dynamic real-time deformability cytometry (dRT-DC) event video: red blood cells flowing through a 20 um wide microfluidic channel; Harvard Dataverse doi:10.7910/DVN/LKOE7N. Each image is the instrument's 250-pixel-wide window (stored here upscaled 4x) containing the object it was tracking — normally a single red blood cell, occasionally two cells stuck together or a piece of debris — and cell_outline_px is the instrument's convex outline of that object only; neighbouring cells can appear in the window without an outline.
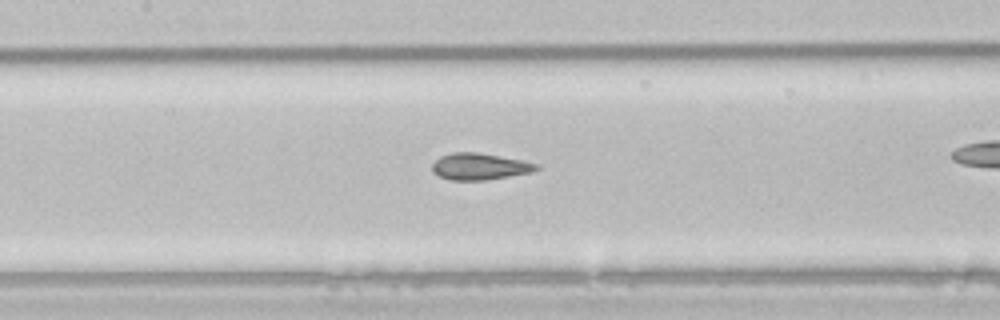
{"species": "common noctule bat (a hibernating species)", "species_latin": "Nyctalus noctula", "temperature_condition": "room temperature", "stored_images_in_passage": 40, "camera_frame_rate_fps": 3000, "um_per_image_px": 0.085, "animal": {"sex": "male", "body_mass_g": 21.5, "forearm_length_mm": 52.0}, "frame": {"image": 1, "passage_image": 23, "time_ms": 7.333, "image_size_px": [1000, 320], "cell_outline_px": [[540, 168], [532, 172], [484, 180], [452, 180], [440, 176], [432, 172], [432, 164], [440, 156], [452, 152], [476, 152], [500, 156], [540, 164]], "centroid_in_image_um": [40.76, 14.14], "position_along_channel_um": 166.6, "area_um2": 16.07}}
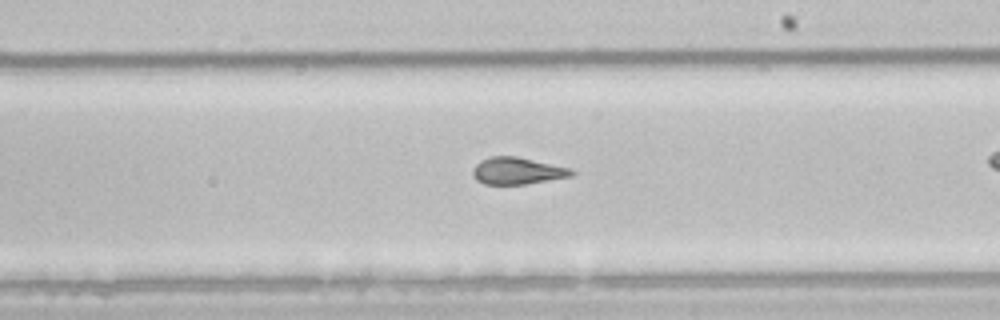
{"frame": {"image": 2, "passage_image": 29, "time_ms": 9.333, "image_size_px": [1000, 320], "cell_outline_px": [[576, 172], [572, 176], [524, 184], [484, 184], [476, 180], [472, 176], [472, 168], [480, 160], [492, 156], [516, 156], [572, 168]], "centroid_in_image_um": [43.96, 14.52], "position_along_channel_um": 245.0, "area_um2": 15.61}}